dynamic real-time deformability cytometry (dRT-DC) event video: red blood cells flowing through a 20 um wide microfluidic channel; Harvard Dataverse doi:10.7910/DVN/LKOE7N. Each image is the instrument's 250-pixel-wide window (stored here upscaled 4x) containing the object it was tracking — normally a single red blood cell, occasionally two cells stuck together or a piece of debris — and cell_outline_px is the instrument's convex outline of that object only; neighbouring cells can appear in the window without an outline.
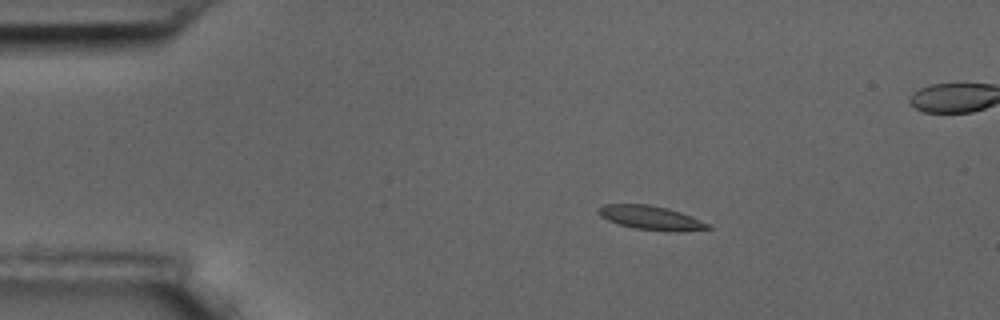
{"species": "common noctule bat (a hibernating species)", "species_latin": "Nyctalus noctula", "temperature_condition": "room temperature", "stored_images_in_passage": 6, "camera_frame_rate_fps": 3000, "um_per_image_px": 0.085, "animal": {"sex": "male", "body_mass_g": 17.5, "forearm_length_mm": 52.3}, "frame": {"image": 1, "passage_image": 3, "time_ms": 0.667, "image_size_px": [1000, 320], "cell_outline_px": [[712, 228], [676, 232], [668, 232], [636, 228], [620, 224], [608, 220], [600, 216], [596, 212], [604, 204], [648, 204], [668, 208], [692, 216], [708, 224]], "centroid_in_image_um": [55.33, 18.51], "position_along_channel_um": 29.7, "area_um2": 15.2}}